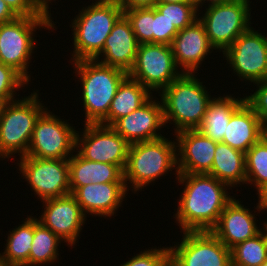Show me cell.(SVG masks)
Listing matches in <instances>:
<instances>
[{"mask_svg": "<svg viewBox=\"0 0 267 266\" xmlns=\"http://www.w3.org/2000/svg\"><path fill=\"white\" fill-rule=\"evenodd\" d=\"M83 130L81 135L76 133L74 152L90 161L118 165L124 171L130 144L111 126L84 124Z\"/></svg>", "mask_w": 267, "mask_h": 266, "instance_id": "14", "label": "cell"}, {"mask_svg": "<svg viewBox=\"0 0 267 266\" xmlns=\"http://www.w3.org/2000/svg\"><path fill=\"white\" fill-rule=\"evenodd\" d=\"M123 11L134 8L154 7L157 0H118Z\"/></svg>", "mask_w": 267, "mask_h": 266, "instance_id": "38", "label": "cell"}, {"mask_svg": "<svg viewBox=\"0 0 267 266\" xmlns=\"http://www.w3.org/2000/svg\"><path fill=\"white\" fill-rule=\"evenodd\" d=\"M122 14L118 0H96L83 7L71 23L74 51L70 60L95 59L102 52L106 38Z\"/></svg>", "mask_w": 267, "mask_h": 266, "instance_id": "4", "label": "cell"}, {"mask_svg": "<svg viewBox=\"0 0 267 266\" xmlns=\"http://www.w3.org/2000/svg\"><path fill=\"white\" fill-rule=\"evenodd\" d=\"M26 85L28 81L19 72L0 62V101L8 103L16 100V91Z\"/></svg>", "mask_w": 267, "mask_h": 266, "instance_id": "33", "label": "cell"}, {"mask_svg": "<svg viewBox=\"0 0 267 266\" xmlns=\"http://www.w3.org/2000/svg\"><path fill=\"white\" fill-rule=\"evenodd\" d=\"M152 32L153 43L171 46L179 30L155 7H152Z\"/></svg>", "mask_w": 267, "mask_h": 266, "instance_id": "35", "label": "cell"}, {"mask_svg": "<svg viewBox=\"0 0 267 266\" xmlns=\"http://www.w3.org/2000/svg\"><path fill=\"white\" fill-rule=\"evenodd\" d=\"M175 179L185 186L174 216L180 232L211 231L234 198L227 191L231 188L209 174L178 173Z\"/></svg>", "mask_w": 267, "mask_h": 266, "instance_id": "1", "label": "cell"}, {"mask_svg": "<svg viewBox=\"0 0 267 266\" xmlns=\"http://www.w3.org/2000/svg\"><path fill=\"white\" fill-rule=\"evenodd\" d=\"M54 25L48 16H18L0 24V62L13 67L28 82L31 81L28 69L37 44L34 34L41 28L50 31Z\"/></svg>", "mask_w": 267, "mask_h": 266, "instance_id": "7", "label": "cell"}, {"mask_svg": "<svg viewBox=\"0 0 267 266\" xmlns=\"http://www.w3.org/2000/svg\"><path fill=\"white\" fill-rule=\"evenodd\" d=\"M17 16H46L30 0H4Z\"/></svg>", "mask_w": 267, "mask_h": 266, "instance_id": "37", "label": "cell"}, {"mask_svg": "<svg viewBox=\"0 0 267 266\" xmlns=\"http://www.w3.org/2000/svg\"><path fill=\"white\" fill-rule=\"evenodd\" d=\"M209 175L234 188L246 183L245 153L217 142L214 161ZM234 186V187H233Z\"/></svg>", "mask_w": 267, "mask_h": 266, "instance_id": "25", "label": "cell"}, {"mask_svg": "<svg viewBox=\"0 0 267 266\" xmlns=\"http://www.w3.org/2000/svg\"><path fill=\"white\" fill-rule=\"evenodd\" d=\"M76 133L66 120L46 108L37 118L25 156L47 159H68L75 151Z\"/></svg>", "mask_w": 267, "mask_h": 266, "instance_id": "9", "label": "cell"}, {"mask_svg": "<svg viewBox=\"0 0 267 266\" xmlns=\"http://www.w3.org/2000/svg\"><path fill=\"white\" fill-rule=\"evenodd\" d=\"M139 45L129 20L122 14L114 23L102 52L95 60L129 73L134 65Z\"/></svg>", "mask_w": 267, "mask_h": 266, "instance_id": "20", "label": "cell"}, {"mask_svg": "<svg viewBox=\"0 0 267 266\" xmlns=\"http://www.w3.org/2000/svg\"><path fill=\"white\" fill-rule=\"evenodd\" d=\"M182 74L176 65L171 46L147 43L139 45L134 65L128 76L150 91L159 93Z\"/></svg>", "mask_w": 267, "mask_h": 266, "instance_id": "10", "label": "cell"}, {"mask_svg": "<svg viewBox=\"0 0 267 266\" xmlns=\"http://www.w3.org/2000/svg\"><path fill=\"white\" fill-rule=\"evenodd\" d=\"M250 3L246 0H232L212 5L198 17L214 50L223 53L238 36L251 28Z\"/></svg>", "mask_w": 267, "mask_h": 266, "instance_id": "8", "label": "cell"}, {"mask_svg": "<svg viewBox=\"0 0 267 266\" xmlns=\"http://www.w3.org/2000/svg\"><path fill=\"white\" fill-rule=\"evenodd\" d=\"M63 242L34 217V238L29 254V266L48 265L59 259L58 246Z\"/></svg>", "mask_w": 267, "mask_h": 266, "instance_id": "28", "label": "cell"}, {"mask_svg": "<svg viewBox=\"0 0 267 266\" xmlns=\"http://www.w3.org/2000/svg\"><path fill=\"white\" fill-rule=\"evenodd\" d=\"M72 65L81 80L84 124H100L107 117L111 101L128 73L95 59L79 60Z\"/></svg>", "mask_w": 267, "mask_h": 266, "instance_id": "3", "label": "cell"}, {"mask_svg": "<svg viewBox=\"0 0 267 266\" xmlns=\"http://www.w3.org/2000/svg\"><path fill=\"white\" fill-rule=\"evenodd\" d=\"M0 266H6V265L2 262L1 259H0Z\"/></svg>", "mask_w": 267, "mask_h": 266, "instance_id": "48", "label": "cell"}, {"mask_svg": "<svg viewBox=\"0 0 267 266\" xmlns=\"http://www.w3.org/2000/svg\"><path fill=\"white\" fill-rule=\"evenodd\" d=\"M176 134L178 173L208 174L214 161L218 141L205 136L198 129L179 131Z\"/></svg>", "mask_w": 267, "mask_h": 266, "instance_id": "16", "label": "cell"}, {"mask_svg": "<svg viewBox=\"0 0 267 266\" xmlns=\"http://www.w3.org/2000/svg\"><path fill=\"white\" fill-rule=\"evenodd\" d=\"M233 198L220 214L211 232L229 249L236 244L257 235L262 228L256 222L255 214ZM259 228V229H258Z\"/></svg>", "mask_w": 267, "mask_h": 266, "instance_id": "19", "label": "cell"}, {"mask_svg": "<svg viewBox=\"0 0 267 266\" xmlns=\"http://www.w3.org/2000/svg\"><path fill=\"white\" fill-rule=\"evenodd\" d=\"M68 163L71 194L90 183L125 182L124 171L118 165L90 161L78 152L68 158Z\"/></svg>", "mask_w": 267, "mask_h": 266, "instance_id": "23", "label": "cell"}, {"mask_svg": "<svg viewBox=\"0 0 267 266\" xmlns=\"http://www.w3.org/2000/svg\"><path fill=\"white\" fill-rule=\"evenodd\" d=\"M194 2V0H157V3Z\"/></svg>", "mask_w": 267, "mask_h": 266, "instance_id": "43", "label": "cell"}, {"mask_svg": "<svg viewBox=\"0 0 267 266\" xmlns=\"http://www.w3.org/2000/svg\"><path fill=\"white\" fill-rule=\"evenodd\" d=\"M205 1L207 3L209 2L208 6H207V7H209V6H212V5H218L220 3H226V2H229V1H232V0H194L195 6H196L198 12L200 10L199 8H201L204 5V3H206Z\"/></svg>", "mask_w": 267, "mask_h": 266, "instance_id": "41", "label": "cell"}, {"mask_svg": "<svg viewBox=\"0 0 267 266\" xmlns=\"http://www.w3.org/2000/svg\"><path fill=\"white\" fill-rule=\"evenodd\" d=\"M41 202H43V208H45L42 215H40L41 217L37 220L67 245L75 246L78 237L81 236L79 234H81L80 232L87 217L76 198L69 194Z\"/></svg>", "mask_w": 267, "mask_h": 266, "instance_id": "15", "label": "cell"}, {"mask_svg": "<svg viewBox=\"0 0 267 266\" xmlns=\"http://www.w3.org/2000/svg\"><path fill=\"white\" fill-rule=\"evenodd\" d=\"M245 164V184H253L260 197L267 190V138L265 136L245 153Z\"/></svg>", "mask_w": 267, "mask_h": 266, "instance_id": "29", "label": "cell"}, {"mask_svg": "<svg viewBox=\"0 0 267 266\" xmlns=\"http://www.w3.org/2000/svg\"><path fill=\"white\" fill-rule=\"evenodd\" d=\"M258 205L256 206L255 209H257V211L261 212V211H265L267 212V190L260 196L258 197Z\"/></svg>", "mask_w": 267, "mask_h": 266, "instance_id": "42", "label": "cell"}, {"mask_svg": "<svg viewBox=\"0 0 267 266\" xmlns=\"http://www.w3.org/2000/svg\"><path fill=\"white\" fill-rule=\"evenodd\" d=\"M18 17L4 0H0V24L14 20Z\"/></svg>", "mask_w": 267, "mask_h": 266, "instance_id": "39", "label": "cell"}, {"mask_svg": "<svg viewBox=\"0 0 267 266\" xmlns=\"http://www.w3.org/2000/svg\"><path fill=\"white\" fill-rule=\"evenodd\" d=\"M129 20L139 44L153 43L152 7L134 8L123 11Z\"/></svg>", "mask_w": 267, "mask_h": 266, "instance_id": "32", "label": "cell"}, {"mask_svg": "<svg viewBox=\"0 0 267 266\" xmlns=\"http://www.w3.org/2000/svg\"><path fill=\"white\" fill-rule=\"evenodd\" d=\"M152 96L147 87L127 76L111 101L107 117L100 124L112 126L118 119L138 109Z\"/></svg>", "mask_w": 267, "mask_h": 266, "instance_id": "24", "label": "cell"}, {"mask_svg": "<svg viewBox=\"0 0 267 266\" xmlns=\"http://www.w3.org/2000/svg\"><path fill=\"white\" fill-rule=\"evenodd\" d=\"M244 98L231 95L213 97L207 107L203 121L198 128L205 136L221 142L231 115L245 102Z\"/></svg>", "mask_w": 267, "mask_h": 266, "instance_id": "26", "label": "cell"}, {"mask_svg": "<svg viewBox=\"0 0 267 266\" xmlns=\"http://www.w3.org/2000/svg\"><path fill=\"white\" fill-rule=\"evenodd\" d=\"M239 79L255 83L267 80V37L251 27L223 52Z\"/></svg>", "mask_w": 267, "mask_h": 266, "instance_id": "13", "label": "cell"}, {"mask_svg": "<svg viewBox=\"0 0 267 266\" xmlns=\"http://www.w3.org/2000/svg\"><path fill=\"white\" fill-rule=\"evenodd\" d=\"M39 95L35 90L29 96L5 104L0 119L1 159H9L16 153L20 157L26 155L36 120L46 109Z\"/></svg>", "mask_w": 267, "mask_h": 266, "instance_id": "6", "label": "cell"}, {"mask_svg": "<svg viewBox=\"0 0 267 266\" xmlns=\"http://www.w3.org/2000/svg\"><path fill=\"white\" fill-rule=\"evenodd\" d=\"M182 233L180 244L169 247L171 266H231V249L211 231Z\"/></svg>", "mask_w": 267, "mask_h": 266, "instance_id": "11", "label": "cell"}, {"mask_svg": "<svg viewBox=\"0 0 267 266\" xmlns=\"http://www.w3.org/2000/svg\"><path fill=\"white\" fill-rule=\"evenodd\" d=\"M176 65L182 73L196 74L199 65L214 51L203 23L197 19L179 30L171 44ZM212 50V51H211Z\"/></svg>", "mask_w": 267, "mask_h": 266, "instance_id": "18", "label": "cell"}, {"mask_svg": "<svg viewBox=\"0 0 267 266\" xmlns=\"http://www.w3.org/2000/svg\"><path fill=\"white\" fill-rule=\"evenodd\" d=\"M263 229H264V231L266 232V234H267V222H264V224H263Z\"/></svg>", "mask_w": 267, "mask_h": 266, "instance_id": "45", "label": "cell"}, {"mask_svg": "<svg viewBox=\"0 0 267 266\" xmlns=\"http://www.w3.org/2000/svg\"><path fill=\"white\" fill-rule=\"evenodd\" d=\"M31 3L44 15L51 18V13H49V2L53 0H30ZM56 1V0H55Z\"/></svg>", "mask_w": 267, "mask_h": 266, "instance_id": "40", "label": "cell"}, {"mask_svg": "<svg viewBox=\"0 0 267 266\" xmlns=\"http://www.w3.org/2000/svg\"><path fill=\"white\" fill-rule=\"evenodd\" d=\"M120 266H171L170 248L146 249Z\"/></svg>", "mask_w": 267, "mask_h": 266, "instance_id": "34", "label": "cell"}, {"mask_svg": "<svg viewBox=\"0 0 267 266\" xmlns=\"http://www.w3.org/2000/svg\"><path fill=\"white\" fill-rule=\"evenodd\" d=\"M127 191L125 182L90 183L78 187L72 195L76 198L85 216L90 213L92 216L94 214V216L108 218L121 207Z\"/></svg>", "mask_w": 267, "mask_h": 266, "instance_id": "21", "label": "cell"}, {"mask_svg": "<svg viewBox=\"0 0 267 266\" xmlns=\"http://www.w3.org/2000/svg\"><path fill=\"white\" fill-rule=\"evenodd\" d=\"M260 266H267V260L263 262Z\"/></svg>", "mask_w": 267, "mask_h": 266, "instance_id": "47", "label": "cell"}, {"mask_svg": "<svg viewBox=\"0 0 267 266\" xmlns=\"http://www.w3.org/2000/svg\"><path fill=\"white\" fill-rule=\"evenodd\" d=\"M264 136L267 138V127L264 128Z\"/></svg>", "mask_w": 267, "mask_h": 266, "instance_id": "46", "label": "cell"}, {"mask_svg": "<svg viewBox=\"0 0 267 266\" xmlns=\"http://www.w3.org/2000/svg\"><path fill=\"white\" fill-rule=\"evenodd\" d=\"M176 166V141H171L163 136L151 141L130 144L124 169L126 188L129 191L128 184H132L131 188L135 193L152 182L154 183L161 176H166L169 171L175 169L177 175L178 167Z\"/></svg>", "mask_w": 267, "mask_h": 266, "instance_id": "5", "label": "cell"}, {"mask_svg": "<svg viewBox=\"0 0 267 266\" xmlns=\"http://www.w3.org/2000/svg\"><path fill=\"white\" fill-rule=\"evenodd\" d=\"M7 237L0 259L6 266H29V254L34 238V217L29 216Z\"/></svg>", "mask_w": 267, "mask_h": 266, "instance_id": "27", "label": "cell"}, {"mask_svg": "<svg viewBox=\"0 0 267 266\" xmlns=\"http://www.w3.org/2000/svg\"><path fill=\"white\" fill-rule=\"evenodd\" d=\"M154 7L178 30L191 25L201 14L194 2L156 3Z\"/></svg>", "mask_w": 267, "mask_h": 266, "instance_id": "31", "label": "cell"}, {"mask_svg": "<svg viewBox=\"0 0 267 266\" xmlns=\"http://www.w3.org/2000/svg\"><path fill=\"white\" fill-rule=\"evenodd\" d=\"M256 91L245 97L246 102L253 108L263 128L267 127V80L253 83Z\"/></svg>", "mask_w": 267, "mask_h": 266, "instance_id": "36", "label": "cell"}, {"mask_svg": "<svg viewBox=\"0 0 267 266\" xmlns=\"http://www.w3.org/2000/svg\"><path fill=\"white\" fill-rule=\"evenodd\" d=\"M267 260V234L257 235L231 248V266H260Z\"/></svg>", "mask_w": 267, "mask_h": 266, "instance_id": "30", "label": "cell"}, {"mask_svg": "<svg viewBox=\"0 0 267 266\" xmlns=\"http://www.w3.org/2000/svg\"><path fill=\"white\" fill-rule=\"evenodd\" d=\"M152 96L135 111L118 119L111 127L129 144L159 139L165 126L161 100Z\"/></svg>", "mask_w": 267, "mask_h": 266, "instance_id": "17", "label": "cell"}, {"mask_svg": "<svg viewBox=\"0 0 267 266\" xmlns=\"http://www.w3.org/2000/svg\"><path fill=\"white\" fill-rule=\"evenodd\" d=\"M196 77L195 74L183 73L159 92L165 125L172 122L174 133L198 129L213 99L203 82Z\"/></svg>", "mask_w": 267, "mask_h": 266, "instance_id": "2", "label": "cell"}, {"mask_svg": "<svg viewBox=\"0 0 267 266\" xmlns=\"http://www.w3.org/2000/svg\"><path fill=\"white\" fill-rule=\"evenodd\" d=\"M5 104H6L5 102L0 101V119H1V115H2L3 109L5 107Z\"/></svg>", "mask_w": 267, "mask_h": 266, "instance_id": "44", "label": "cell"}, {"mask_svg": "<svg viewBox=\"0 0 267 266\" xmlns=\"http://www.w3.org/2000/svg\"><path fill=\"white\" fill-rule=\"evenodd\" d=\"M18 162L22 177L42 201L71 194L68 159L23 156Z\"/></svg>", "mask_w": 267, "mask_h": 266, "instance_id": "12", "label": "cell"}, {"mask_svg": "<svg viewBox=\"0 0 267 266\" xmlns=\"http://www.w3.org/2000/svg\"><path fill=\"white\" fill-rule=\"evenodd\" d=\"M264 136L257 114L245 101L232 115L221 142L246 153Z\"/></svg>", "mask_w": 267, "mask_h": 266, "instance_id": "22", "label": "cell"}]
</instances>
